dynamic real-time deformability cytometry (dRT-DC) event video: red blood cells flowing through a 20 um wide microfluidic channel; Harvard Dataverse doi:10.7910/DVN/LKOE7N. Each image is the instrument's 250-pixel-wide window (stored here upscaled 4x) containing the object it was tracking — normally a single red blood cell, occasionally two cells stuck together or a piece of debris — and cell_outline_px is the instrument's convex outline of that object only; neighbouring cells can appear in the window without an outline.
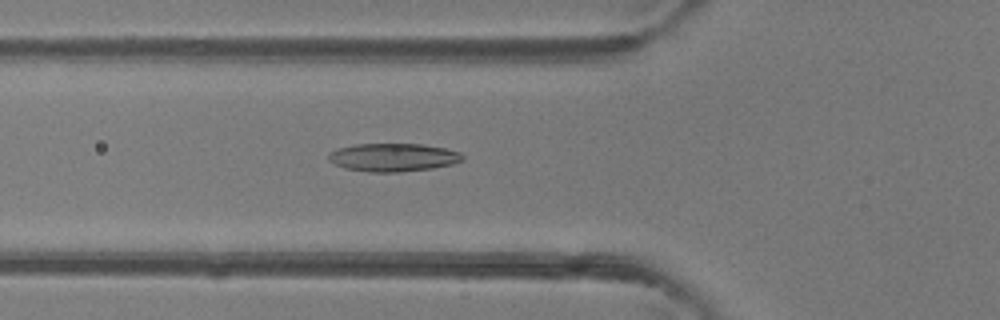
{"species": "common noctule bat (a hibernating species)", "species_latin": "Nyctalus noctula", "temperature_condition": "room temperature", "stored_images_in_passage": 36, "camera_frame_rate_fps": 3000, "um_per_image_px": 0.085, "animal": {"sex": "female"}, "frame": {"image": 1, "passage_image": 6, "time_ms": 1.667, "image_size_px": [1000, 320], "cell_outline_px": [[464, 160], [452, 164], [432, 168], [400, 172], [368, 172], [344, 168], [328, 160], [328, 152], [336, 148], [356, 144], [420, 144], [444, 148], [460, 152], [464, 156]], "centroid_in_image_um": [33.39, 13.37], "position_along_channel_um": 92.4, "area_um2": 22.08}}
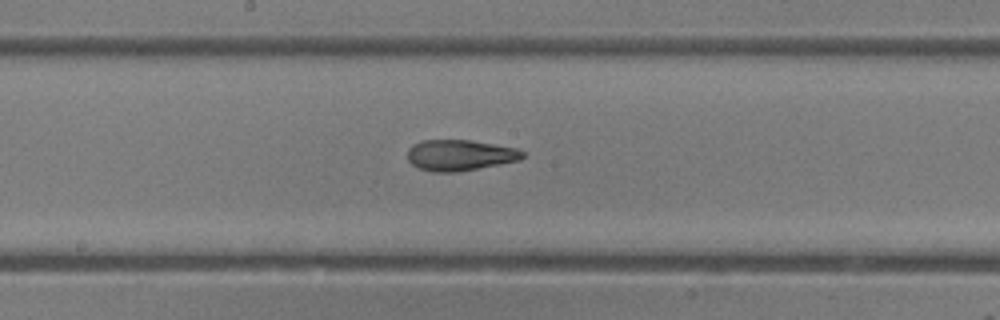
{"frame": {"image": 2, "passage_image": 14, "time_ms": 4.333, "image_size_px": [1000, 320], "cell_outline_px": [[524, 156], [520, 160], [460, 172], [432, 172], [420, 168], [412, 164], [408, 160], [408, 148], [412, 144], [420, 140], [472, 140], [516, 148], [524, 152]], "centroid_in_image_um": [39.08, 13.19], "position_along_channel_um": 209.1, "area_um2": 20.87}}
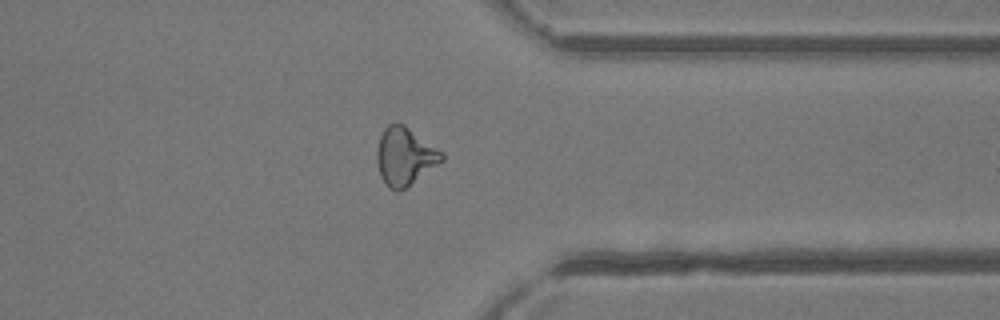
{"frame": {"image": 3, "passage_image": 26, "time_ms": 8.333, "image_size_px": [1000, 320], "cell_outline_px": [[444, 160], [404, 188], [396, 192], [388, 188], [380, 176], [376, 160], [376, 152], [380, 136], [384, 128], [392, 120], [404, 124], [444, 152]], "centroid_in_image_um": [34.39, 13.25], "position_along_channel_um": 377.0, "area_um2": 22.02}, "authors_computed_cell_mechanics": {"area_um2": 21.2704, "velocity_mm_per_s": 4.343, "shape_relaxation_time_tau1_ms": 6.817, "shape_relaxation_time_tau2_ms": 1.9336, "deformation_change_tau1": 0.1995, "deformation_change_tau2": 0.0966}}